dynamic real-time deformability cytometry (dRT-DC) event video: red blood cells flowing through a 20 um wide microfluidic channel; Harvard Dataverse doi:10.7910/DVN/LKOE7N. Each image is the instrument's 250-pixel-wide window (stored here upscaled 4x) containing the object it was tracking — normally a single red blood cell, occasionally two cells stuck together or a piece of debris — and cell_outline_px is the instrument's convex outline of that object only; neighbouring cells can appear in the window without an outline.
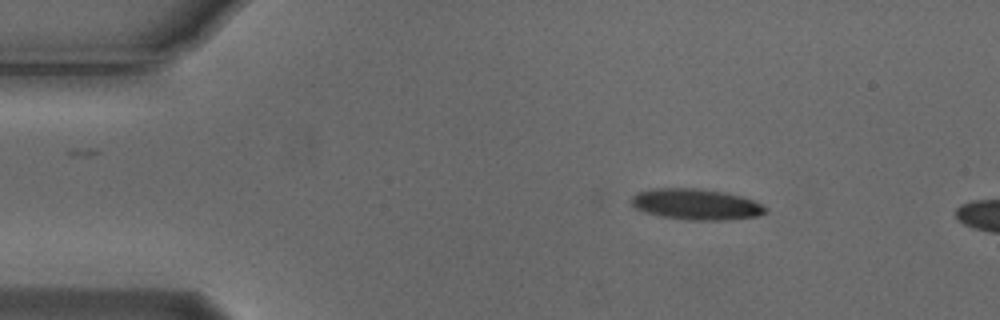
{"species": "Egyptian fruit bat (a non-hibernating species)", "species_latin": "Rousettus aegyptiacus", "temperature_condition": "cold", "stored_images_in_passage": 3, "camera_frame_rate_fps": 3000, "um_per_image_px": 0.085, "animal": {"sex": "male"}, "frame": {"image": 1, "passage_image": 1, "time_ms": 0.0, "image_size_px": [1000, 320], "cell_outline_px": [[768, 208], [764, 212], [756, 216], [724, 220], [688, 220], [660, 216], [644, 212], [636, 208], [632, 204], [632, 196], [636, 192], [652, 188], [696, 188], [724, 192], [740, 196], [752, 200]], "centroid_in_image_um": [59.11, 17.36], "position_along_channel_um": 25.9, "area_um2": 24.04}}